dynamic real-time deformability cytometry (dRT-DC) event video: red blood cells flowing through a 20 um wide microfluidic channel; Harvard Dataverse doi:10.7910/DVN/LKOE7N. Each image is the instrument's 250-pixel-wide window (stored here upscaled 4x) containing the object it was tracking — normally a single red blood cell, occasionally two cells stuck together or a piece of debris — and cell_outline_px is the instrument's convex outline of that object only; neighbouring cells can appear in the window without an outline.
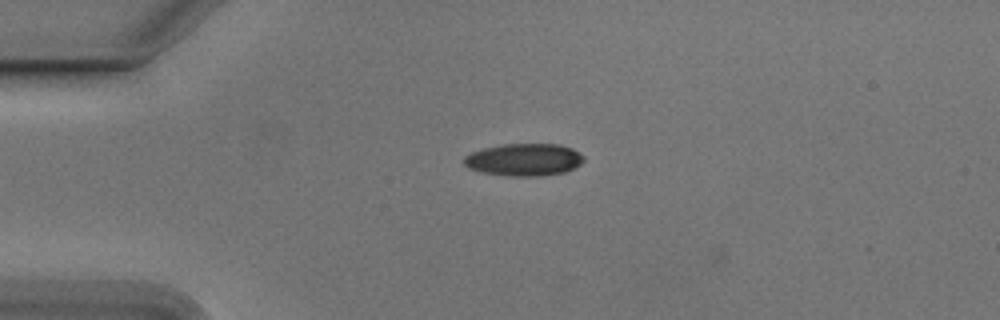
{"species": "Egyptian fruit bat (a non-hibernating species)", "species_latin": "Rousettus aegyptiacus", "temperature_condition": "cold", "stored_images_in_passage": 6, "camera_frame_rate_fps": 3000, "um_per_image_px": 0.085, "animal": {"sex": "male"}, "frame": {"image": 1, "passage_image": 4, "time_ms": 1.0, "image_size_px": [1000, 320], "cell_outline_px": [[584, 160], [580, 164], [564, 172], [540, 176], [508, 176], [480, 172], [468, 168], [464, 164], [464, 156], [472, 152], [484, 148], [500, 144], [560, 144], [572, 148], [584, 156]], "centroid_in_image_um": [44.52, 13.57], "position_along_channel_um": 40.5, "area_um2": 22.66}}